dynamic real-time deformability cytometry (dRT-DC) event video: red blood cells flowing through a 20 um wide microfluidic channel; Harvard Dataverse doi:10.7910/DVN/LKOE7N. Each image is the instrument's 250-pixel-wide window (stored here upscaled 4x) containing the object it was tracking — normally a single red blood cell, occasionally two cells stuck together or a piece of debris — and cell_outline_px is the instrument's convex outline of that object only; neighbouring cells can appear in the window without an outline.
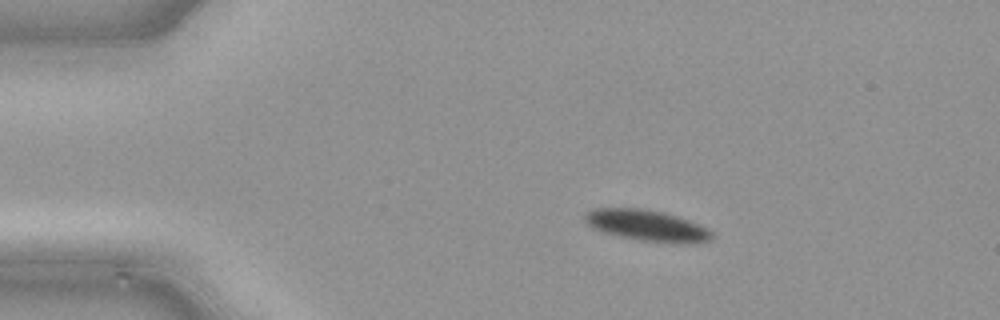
{"species": "common noctule bat (a hibernating species)", "species_latin": "Nyctalus noctula", "temperature_condition": "cold", "stored_images_in_passage": 42, "camera_frame_rate_fps": 3000, "um_per_image_px": 0.085, "animal": {"sex": "male", "body_mass_g": 21.5, "forearm_length_mm": 52.0}, "frame": {"image": 1, "passage_image": 1, "time_ms": 0.0, "image_size_px": [1000, 320], "cell_outline_px": [[712, 240], [680, 244], [640, 240], [604, 232], [588, 224], [584, 220], [584, 212], [592, 208], [644, 208], [664, 212], [700, 224], [708, 228], [712, 232]], "centroid_in_image_um": [55.0, 19.15], "position_along_channel_um": 30.0, "area_um2": 23.0}}
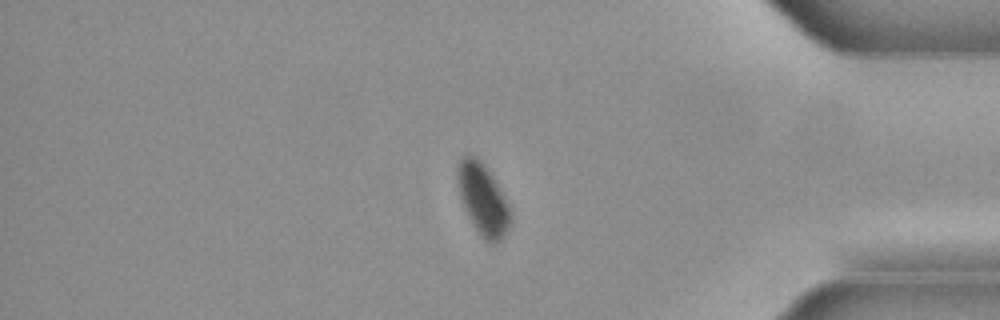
{"frame": {"image": 2, "passage_image": 33, "time_ms": 10.667, "image_size_px": [1000, 320], "cell_outline_px": [[508, 228], [500, 240], [492, 244], [484, 240], [472, 224], [468, 216], [460, 196], [456, 176], [456, 168], [460, 160], [464, 156], [472, 156], [488, 172], [508, 204]], "centroid_in_image_um": [40.99, 17.0], "position_along_channel_um": 394.2, "area_um2": 20.81}}
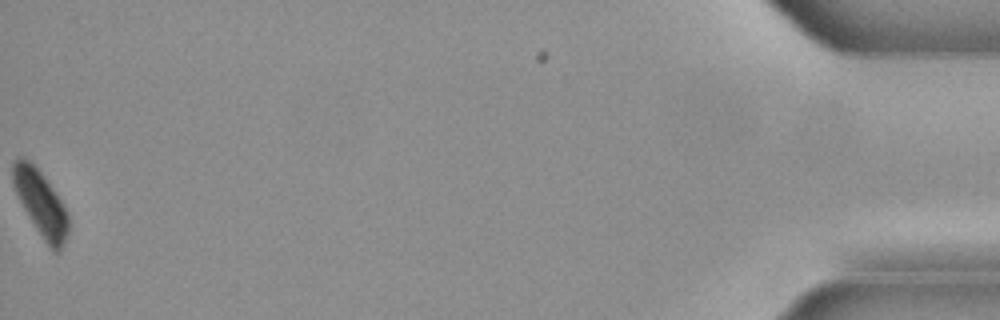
{"frame": {"image": 3, "passage_image": 41, "time_ms": 13.333, "image_size_px": [1000, 320], "cell_outline_px": [[68, 232], [64, 244], [60, 252], [52, 252], [36, 228], [24, 208], [12, 184], [12, 164], [16, 156], [20, 156], [28, 160], [44, 176], [60, 200], [68, 216]], "centroid_in_image_um": [3.45, 17.29], "position_along_channel_um": 431.8, "area_um2": 20.81}}